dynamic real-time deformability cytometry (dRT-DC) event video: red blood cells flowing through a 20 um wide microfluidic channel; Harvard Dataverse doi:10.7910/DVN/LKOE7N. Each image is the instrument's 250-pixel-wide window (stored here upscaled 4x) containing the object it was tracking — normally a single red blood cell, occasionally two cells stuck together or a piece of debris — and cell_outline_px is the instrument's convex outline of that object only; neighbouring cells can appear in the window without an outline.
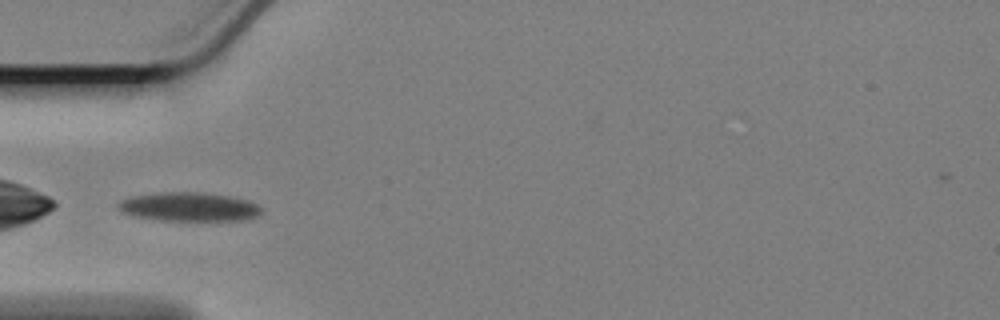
{"species": "Egyptian fruit bat (a non-hibernating species)", "species_latin": "Rousettus aegyptiacus", "temperature_condition": "cold", "stored_images_in_passage": 21, "camera_frame_rate_fps": 3000, "um_per_image_px": 0.085, "animal": {"sex": "female"}, "frame": {"image": 1, "passage_image": 1, "time_ms": 0.0, "image_size_px": [1000, 320], "cell_outline_px": [[260, 212], [256, 216], [248, 220], [160, 220], [136, 216], [124, 212], [116, 208], [116, 204], [120, 200], [132, 196], [160, 192], [204, 192], [228, 196], [248, 200], [256, 204], [260, 208]], "centroid_in_image_um": [16.04, 17.57], "position_along_channel_um": 69.0, "area_um2": 23.99}}
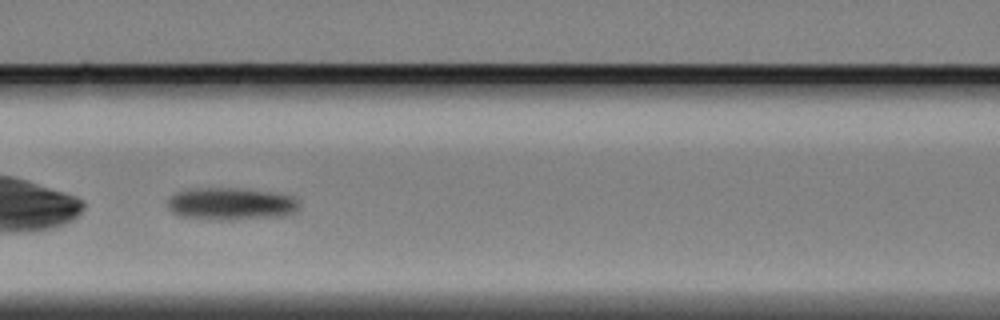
{"frame": {"image": 2, "passage_image": 8, "time_ms": 2.333, "image_size_px": [1000, 320], "cell_outline_px": [[300, 204], [292, 212], [276, 216], [220, 220], [216, 220], [180, 216], [172, 212], [168, 208], [168, 200], [176, 192], [192, 188], [240, 188], [272, 192], [292, 196], [300, 200]], "centroid_in_image_um": [19.59, 17.31], "position_along_channel_um": 147.0, "area_um2": 24.57}}
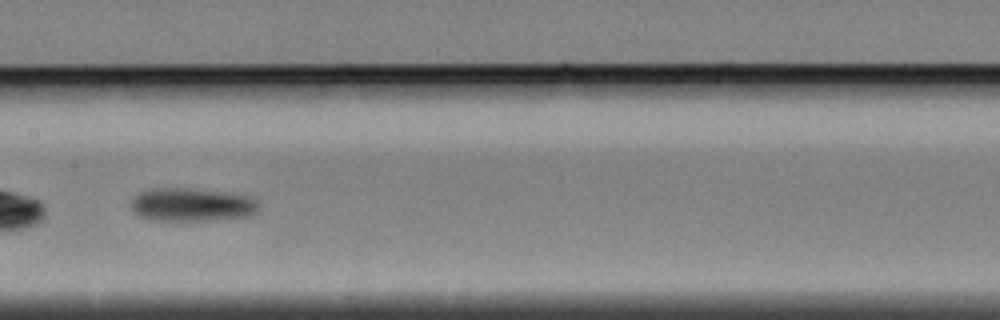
{"frame": {"image": 3, "passage_image": 12, "time_ms": 3.667, "image_size_px": [1000, 320], "cell_outline_px": [[260, 208], [252, 216], [204, 220], [152, 220], [140, 216], [132, 212], [132, 200], [140, 192], [152, 188], [184, 188], [220, 192], [248, 196], [256, 200], [260, 204]], "centroid_in_image_um": [16.31, 17.4], "position_along_channel_um": 191.1, "area_um2": 24.57}}